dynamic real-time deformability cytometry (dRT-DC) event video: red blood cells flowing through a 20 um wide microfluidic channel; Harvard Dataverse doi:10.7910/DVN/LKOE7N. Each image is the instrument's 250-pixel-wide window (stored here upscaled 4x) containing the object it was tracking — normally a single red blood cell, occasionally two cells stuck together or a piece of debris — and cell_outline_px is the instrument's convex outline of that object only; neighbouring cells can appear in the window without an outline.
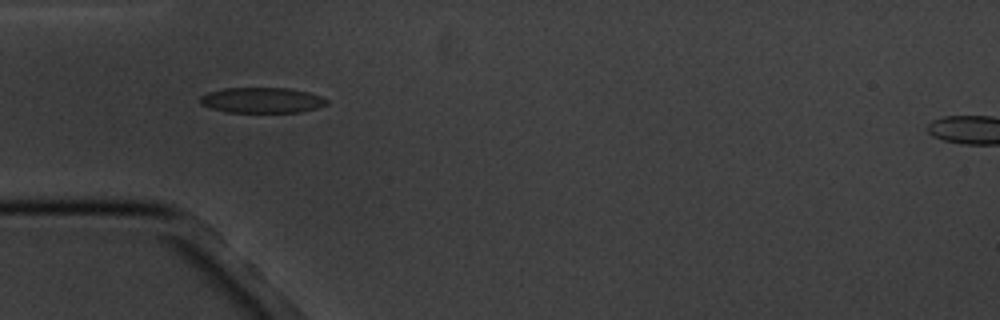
{"species": "common noctule bat (a hibernating species)", "species_latin": "Nyctalus noctula", "temperature_condition": "cold", "stored_images_in_passage": 5, "camera_frame_rate_fps": 3000, "um_per_image_px": 0.085, "animal": {"sex": "male", "body_mass_g": 20.1, "forearm_length_mm": 53.5}, "frame": {"image": 1, "passage_image": 4, "time_ms": 4.333, "image_size_px": [1000, 320], "cell_outline_px": [[328, 104], [316, 108], [300, 112], [228, 112], [212, 108], [200, 104], [200, 96], [208, 92], [224, 88], [288, 88], [308, 92], [320, 96], [328, 100]], "centroid_in_image_um": [22.26, 8.51], "position_along_channel_um": 62.7, "area_um2": 18.73}}
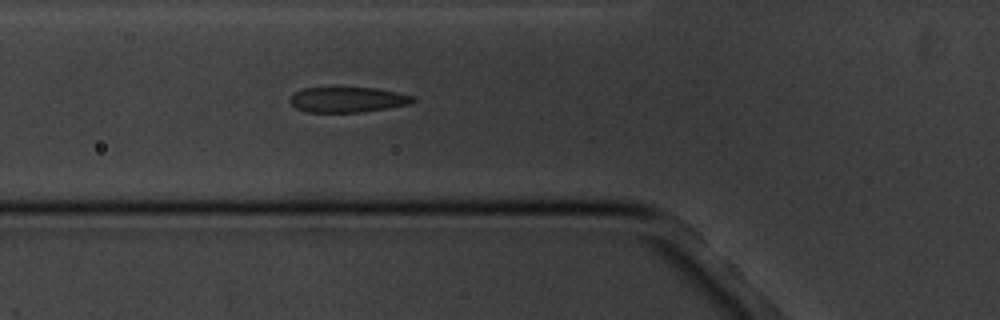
{"frame": {"image": 2, "passage_image": 5, "time_ms": 5.333, "image_size_px": [1000, 320], "cell_outline_px": [[416, 100], [408, 104], [388, 108], [360, 112], [308, 112], [296, 108], [288, 100], [296, 92], [304, 88], [376, 88], [416, 96]], "centroid_in_image_um": [29.57, 8.47], "position_along_channel_um": 96.2, "area_um2": 17.98}}